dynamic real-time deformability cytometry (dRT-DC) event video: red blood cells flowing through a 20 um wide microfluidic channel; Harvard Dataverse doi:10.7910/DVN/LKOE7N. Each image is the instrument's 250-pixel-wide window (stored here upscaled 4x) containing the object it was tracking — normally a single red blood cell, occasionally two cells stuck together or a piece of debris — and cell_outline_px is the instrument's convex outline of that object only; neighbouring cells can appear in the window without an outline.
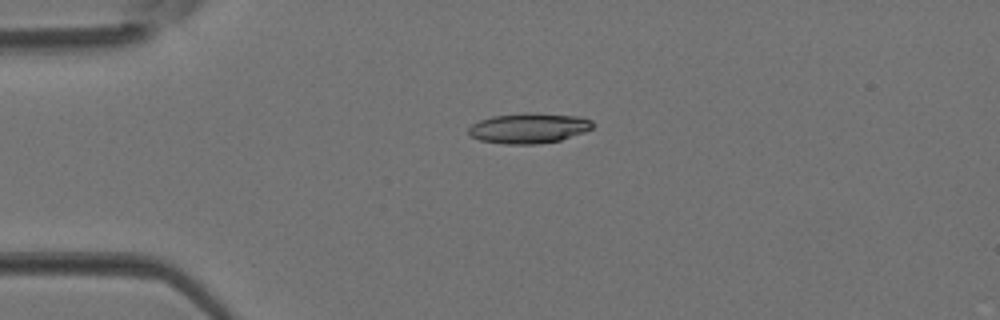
{"species": "Egyptian fruit bat (a non-hibernating species)", "species_latin": "Rousettus aegyptiacus", "temperature_condition": "room temperature", "stored_images_in_passage": 3, "camera_frame_rate_fps": 3000, "um_per_image_px": 0.085, "animal": {"sex": "female"}, "frame": {"image": 1, "passage_image": 3, "time_ms": 0.667, "image_size_px": [1000, 320], "cell_outline_px": [[596, 124], [592, 128], [584, 132], [560, 140], [536, 144], [504, 144], [480, 140], [472, 136], [468, 132], [468, 128], [472, 124], [480, 120], [492, 116], [524, 112], [532, 112], [580, 116], [592, 120]], "centroid_in_image_um": [44.98, 10.87], "position_along_channel_um": 40.0, "area_um2": 22.08}}